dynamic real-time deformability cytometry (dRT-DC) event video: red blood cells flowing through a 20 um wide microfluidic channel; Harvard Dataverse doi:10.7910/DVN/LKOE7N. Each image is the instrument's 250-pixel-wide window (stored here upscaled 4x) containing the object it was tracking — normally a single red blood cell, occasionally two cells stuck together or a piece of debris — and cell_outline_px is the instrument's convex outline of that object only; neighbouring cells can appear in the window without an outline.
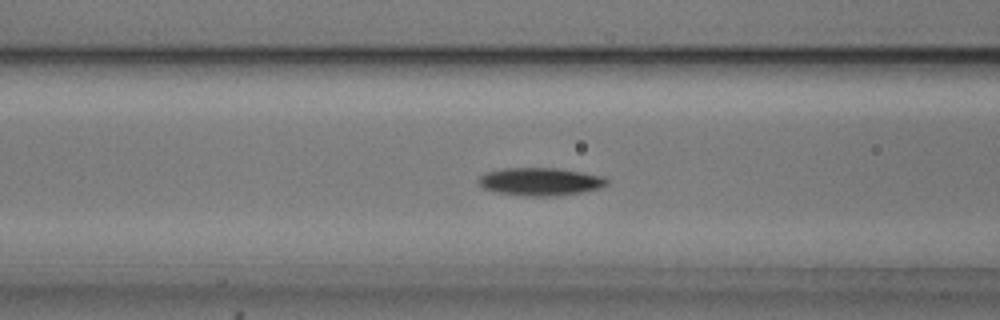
{"species": "common noctule bat (a hibernating species)", "species_latin": "Nyctalus noctula", "temperature_condition": "cold", "stored_images_in_passage": 47, "camera_frame_rate_fps": 3000, "um_per_image_px": 0.085, "animal": {"sex": "male", "body_mass_g": 20.5, "forearm_length_mm": 52.5}, "frame": {"image": 1, "passage_image": 21, "time_ms": 6.667, "image_size_px": [1000, 320], "cell_outline_px": [[608, 184], [604, 188], [556, 196], [528, 196], [496, 192], [484, 188], [476, 180], [484, 172], [504, 168], [556, 168], [604, 176], [608, 180]], "centroid_in_image_um": [45.93, 15.43], "position_along_channel_um": 120.7, "area_um2": 20.92}}
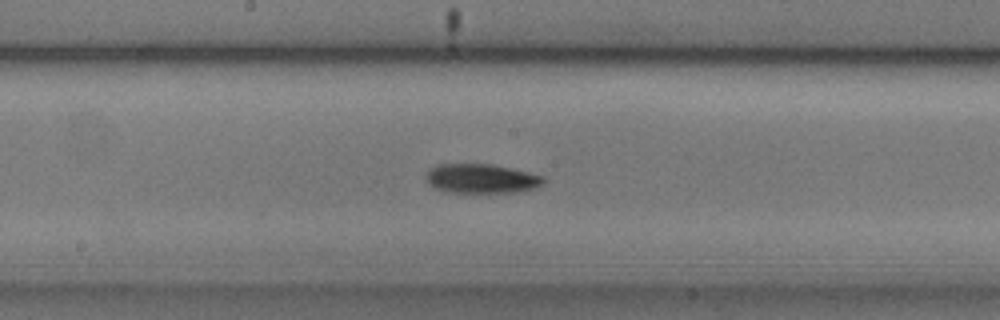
{"frame": {"image": 2, "passage_image": 28, "time_ms": 9.0, "image_size_px": [1000, 320], "cell_outline_px": [[544, 184], [532, 188], [516, 192], [448, 192], [432, 188], [428, 184], [428, 172], [432, 168], [440, 164], [492, 164], [512, 168], [544, 176]], "centroid_in_image_um": [40.93, 15.18], "position_along_channel_um": 207.3, "area_um2": 19.88}}
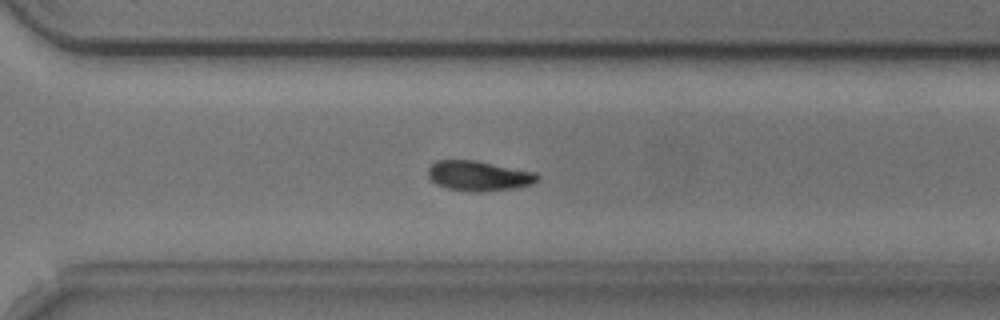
{"frame": {"image": 3, "passage_image": 38, "time_ms": 12.333, "image_size_px": [1000, 320], "cell_outline_px": [[540, 180], [532, 184], [516, 188], [476, 192], [468, 192], [444, 188], [436, 184], [428, 176], [428, 168], [436, 160], [476, 160], [536, 172], [540, 176]], "centroid_in_image_um": [40.71, 14.95], "position_along_channel_um": 329.9, "area_um2": 19.42}, "authors_computed_cell_mechanics": {"area_um2": 19.074, "velocity_mm_per_s": 3.6978, "shape_relaxation_time_tau1_ms": null, "shape_relaxation_time_tau2_ms": 7.9019, "deformation_change_tau1": null, "deformation_change_tau2": 0.0964}}